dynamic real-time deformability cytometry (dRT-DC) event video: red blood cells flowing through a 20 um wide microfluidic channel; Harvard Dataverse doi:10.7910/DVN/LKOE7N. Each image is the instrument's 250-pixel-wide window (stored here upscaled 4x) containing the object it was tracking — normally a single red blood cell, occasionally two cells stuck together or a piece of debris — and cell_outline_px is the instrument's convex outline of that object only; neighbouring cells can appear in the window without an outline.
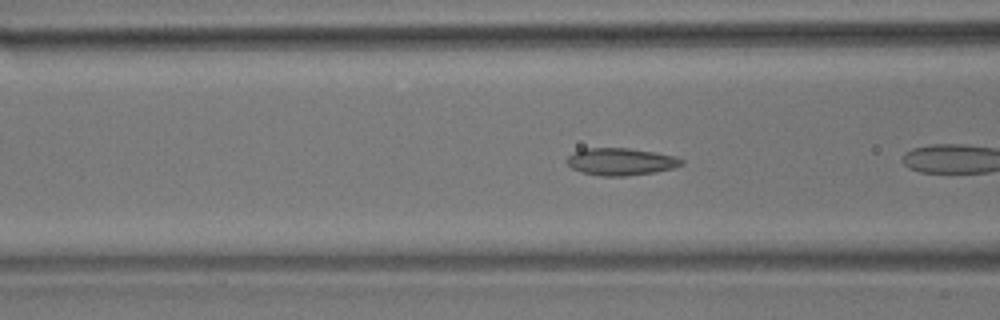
{"species": "common noctule bat (a hibernating species)", "species_latin": "Nyctalus noctula", "temperature_condition": "room temperature", "stored_images_in_passage": 6, "camera_frame_rate_fps": 3000, "um_per_image_px": 0.085, "animal": {"sex": "male", "body_mass_g": 17.9}, "frame": {"image": 1, "passage_image": 5, "time_ms": 1.333, "image_size_px": [1000, 320], "cell_outline_px": [[684, 164], [672, 168], [656, 172], [624, 176], [600, 176], [580, 172], [572, 168], [564, 160], [568, 156], [584, 148], [628, 148], [676, 156], [684, 160]], "centroid_in_image_um": [52.76, 13.75], "position_along_channel_um": 113.8, "area_um2": 18.21}}